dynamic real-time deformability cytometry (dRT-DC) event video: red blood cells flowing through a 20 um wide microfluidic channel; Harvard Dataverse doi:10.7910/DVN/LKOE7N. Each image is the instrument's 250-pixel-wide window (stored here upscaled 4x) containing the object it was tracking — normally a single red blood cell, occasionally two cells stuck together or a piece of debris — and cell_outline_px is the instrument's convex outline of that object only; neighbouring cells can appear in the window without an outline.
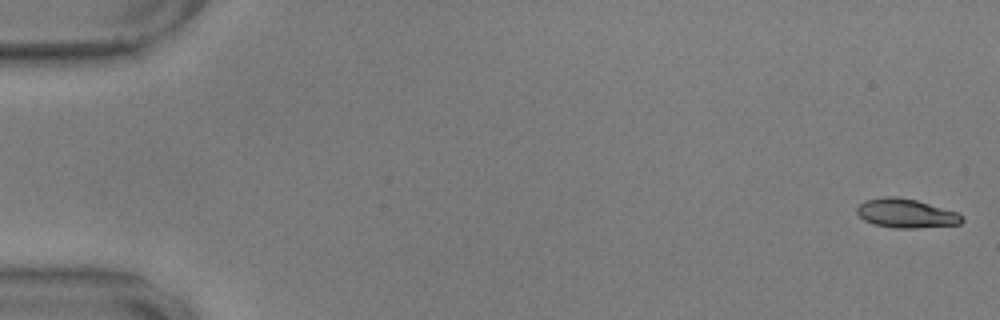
{"species": "common noctule bat (a hibernating species)", "species_latin": "Nyctalus noctula", "temperature_condition": "warm", "stored_images_in_passage": 16, "camera_frame_rate_fps": 3000, "um_per_image_px": 0.085, "animal": {"sex": "male", "body_mass_g": 17.9, "forearm_length_mm": 54.2}, "frame": {"image": 1, "passage_image": 1, "time_ms": 0.0, "image_size_px": [1000, 320], "cell_outline_px": [[964, 220], [960, 224], [916, 228], [892, 228], [872, 224], [864, 220], [856, 212], [856, 208], [864, 200], [884, 196], [896, 196], [916, 200], [956, 212], [964, 216]], "centroid_in_image_um": [76.99, 18.13], "position_along_channel_um": 8.0, "area_um2": 17.86}}
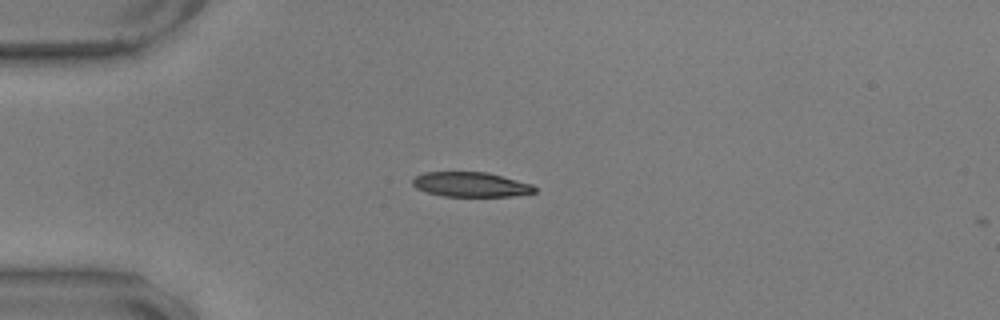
{"frame": {"image": 2, "passage_image": 15, "time_ms": 4.667, "image_size_px": [1000, 320], "cell_outline_px": [[536, 192], [512, 196], [444, 196], [428, 192], [416, 188], [412, 184], [412, 180], [416, 176], [424, 172], [488, 172], [532, 184], [536, 188]], "centroid_in_image_um": [40.02, 15.68], "position_along_channel_um": 45.0, "area_um2": 17.51}}